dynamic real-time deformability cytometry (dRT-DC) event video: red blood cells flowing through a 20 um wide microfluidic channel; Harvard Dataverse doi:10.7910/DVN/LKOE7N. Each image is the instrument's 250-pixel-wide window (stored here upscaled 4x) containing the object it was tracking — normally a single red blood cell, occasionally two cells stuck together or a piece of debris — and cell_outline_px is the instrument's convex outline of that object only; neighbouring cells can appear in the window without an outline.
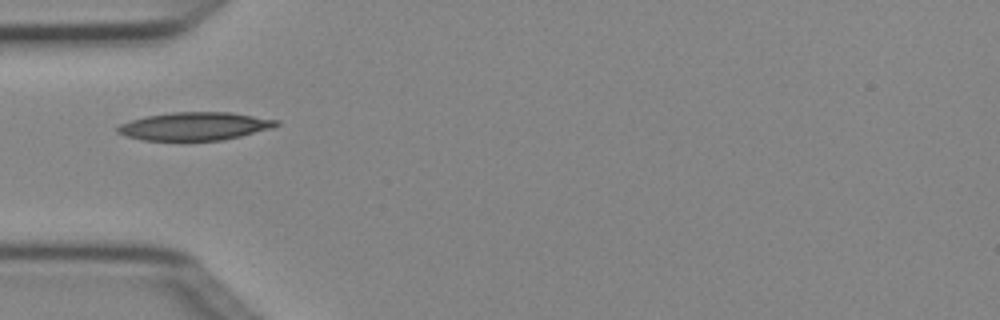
{"species": "Egyptian fruit bat (a non-hibernating species)", "species_latin": "Rousettus aegyptiacus", "temperature_condition": "cold", "stored_images_in_passage": 1, "camera_frame_rate_fps": 3000, "um_per_image_px": 0.085, "animal": {"sex": "female"}, "frame": {"image": 1, "passage_image": 1, "time_ms": 0.0, "image_size_px": [1000, 320], "cell_outline_px": [[280, 124], [272, 128], [224, 140], [184, 144], [144, 140], [128, 136], [116, 132], [116, 128], [120, 124], [132, 120], [148, 116], [172, 112], [232, 112], [280, 120]], "centroid_in_image_um": [16.56, 10.78], "position_along_channel_um": 68.4, "area_um2": 26.99}}